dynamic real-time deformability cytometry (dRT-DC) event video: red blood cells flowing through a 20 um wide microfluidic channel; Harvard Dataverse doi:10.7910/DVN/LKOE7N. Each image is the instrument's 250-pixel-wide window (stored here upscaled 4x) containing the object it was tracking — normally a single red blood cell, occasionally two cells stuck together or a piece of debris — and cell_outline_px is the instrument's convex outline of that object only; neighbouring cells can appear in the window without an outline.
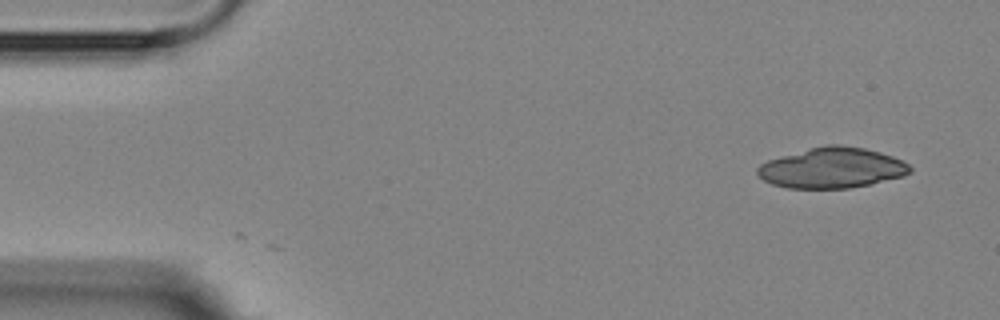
{"species": "Egyptian fruit bat (a non-hibernating species)", "species_latin": "Rousettus aegyptiacus", "temperature_condition": "room temperature", "stored_images_in_passage": 4, "camera_frame_rate_fps": 3000, "um_per_image_px": 0.085, "animal": {"sex": "female"}, "frame": {"image": 1, "passage_image": 1, "time_ms": 0.0, "image_size_px": [1000, 320], "cell_outline_px": [[912, 172], [904, 176], [868, 184], [848, 188], [788, 188], [772, 184], [764, 180], [756, 172], [756, 168], [760, 164], [768, 160], [824, 144], [840, 144], [864, 148], [880, 152], [892, 156], [908, 164], [912, 168]], "centroid_in_image_um": [70.72, 14.26], "position_along_channel_um": 14.3, "area_um2": 35.84}}